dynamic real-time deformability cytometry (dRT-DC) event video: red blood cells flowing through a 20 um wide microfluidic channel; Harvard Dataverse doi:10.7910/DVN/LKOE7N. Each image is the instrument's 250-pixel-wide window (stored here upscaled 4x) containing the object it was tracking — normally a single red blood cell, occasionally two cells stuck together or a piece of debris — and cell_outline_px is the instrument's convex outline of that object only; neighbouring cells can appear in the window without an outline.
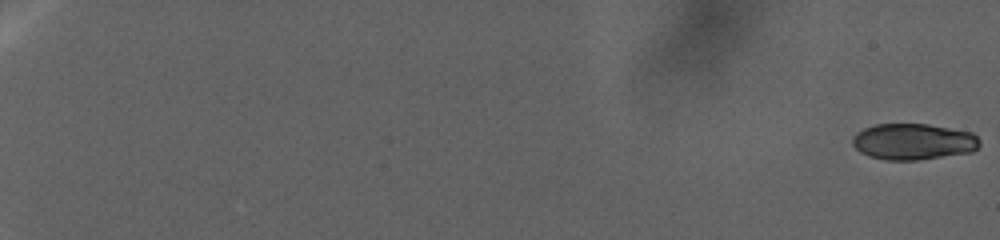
{"species": "human", "species_latin": "Homo sapiens", "temperature_condition": "warm", "stored_images_in_passage": 138, "camera_frame_rate_fps": 3000, "um_per_image_px": 0.085, "donor": {"sex": "female"}, "frame": {"image": 1, "passage_image": 1, "time_ms": 0.0, "image_size_px": [1000, 240], "cell_outline_px": [[980, 144], [972, 152], [916, 160], [888, 160], [868, 156], [860, 152], [852, 144], [852, 136], [856, 132], [864, 128], [876, 124], [928, 124], [972, 132], [980, 140]], "centroid_in_image_um": [77.61, 12.03], "position_along_channel_um": 7.4, "area_um2": 26.88}}
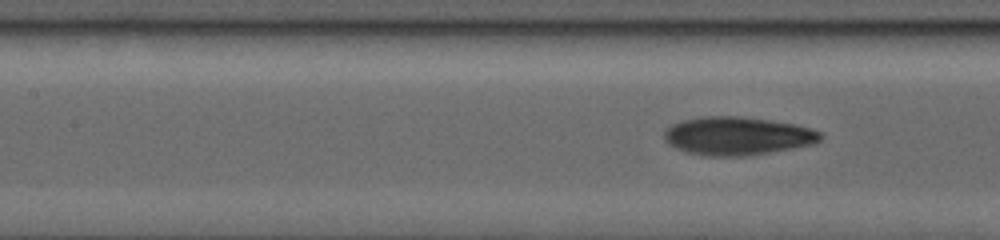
{"frame": {"image": 2, "passage_image": 79, "time_ms": 35.667, "image_size_px": [1000, 240], "cell_outline_px": [[824, 136], [820, 140], [812, 144], [752, 156], [708, 156], [688, 152], [676, 148], [668, 144], [664, 140], [664, 132], [672, 124], [684, 120], [700, 116], [744, 116], [796, 124], [812, 128], [824, 132]], "centroid_in_image_um": [62.72, 11.55], "position_along_channel_um": 144.7, "area_um2": 35.2}}
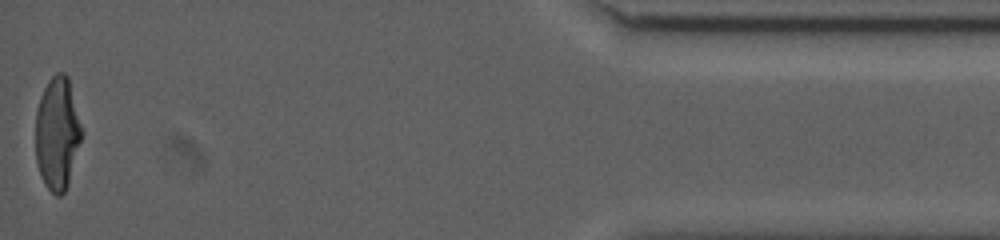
{"frame": {"image": 3, "passage_image": 138, "time_ms": 65.0, "image_size_px": [1000, 240], "cell_outline_px": [[84, 132], [68, 184], [64, 192], [60, 196], [56, 196], [44, 184], [36, 164], [36, 108], [40, 96], [48, 80], [56, 72], [64, 72], [68, 76]], "centroid_in_image_um": [4.88, 11.32], "position_along_channel_um": 430.3, "area_um2": 30.75}}